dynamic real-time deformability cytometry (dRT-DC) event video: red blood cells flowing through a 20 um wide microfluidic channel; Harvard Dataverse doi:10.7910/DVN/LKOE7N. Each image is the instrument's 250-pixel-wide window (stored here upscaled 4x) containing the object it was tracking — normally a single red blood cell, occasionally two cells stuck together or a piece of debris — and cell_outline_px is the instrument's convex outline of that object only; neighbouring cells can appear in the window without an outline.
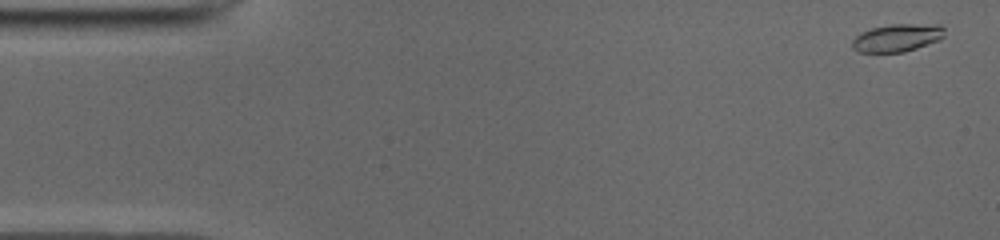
{"species": "common noctule bat (a hibernating species)", "species_latin": "Nyctalus noctula", "temperature_condition": "cold", "stored_images_in_passage": 16, "camera_frame_rate_fps": 3000, "um_per_image_px": 0.085, "animal": {"sex": "male", "body_mass_g": 19.0, "forearm_length_mm": 50.8}, "frame": {"image": 1, "passage_image": 2, "time_ms": 0.333, "image_size_px": [1000, 240], "cell_outline_px": [[944, 36], [940, 40], [904, 52], [860, 52], [852, 48], [852, 40], [860, 32], [872, 28], [892, 24], [940, 24], [944, 28]], "centroid_in_image_um": [76.27, 3.2], "position_along_channel_um": 8.7, "area_um2": 14.97}}
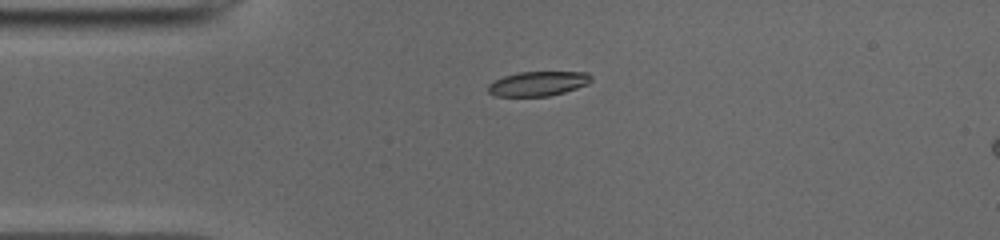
{"frame": {"image": 2, "passage_image": 12, "time_ms": 3.667, "image_size_px": [1000, 240], "cell_outline_px": [[592, 80], [588, 84], [564, 92], [548, 96], [496, 96], [488, 92], [488, 84], [492, 80], [516, 72], [588, 72], [592, 76]], "centroid_in_image_um": [45.72, 7.1], "position_along_channel_um": 39.3, "area_um2": 14.85}}